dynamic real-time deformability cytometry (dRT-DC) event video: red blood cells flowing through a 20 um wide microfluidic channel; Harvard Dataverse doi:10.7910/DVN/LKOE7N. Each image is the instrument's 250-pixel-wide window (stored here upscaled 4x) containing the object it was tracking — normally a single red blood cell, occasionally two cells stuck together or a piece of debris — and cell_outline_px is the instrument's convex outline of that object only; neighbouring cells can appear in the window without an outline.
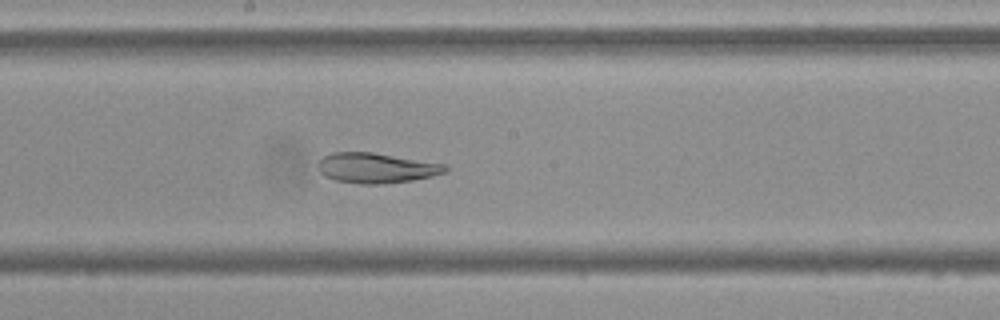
{"species": "Egyptian fruit bat (a non-hibernating species)", "species_latin": "Rousettus aegyptiacus", "temperature_condition": "cold", "stored_images_in_passage": 54, "camera_frame_rate_fps": 3000, "um_per_image_px": 0.085, "frame": {"image": 1, "passage_image": 29, "time_ms": 9.333, "image_size_px": [1000, 320], "cell_outline_px": [[448, 172], [432, 176], [412, 180], [380, 184], [360, 184], [336, 180], [324, 176], [320, 172], [320, 160], [324, 156], [332, 152], [372, 152], [448, 164]], "centroid_in_image_um": [32.04, 14.27], "position_along_channel_um": 216.2, "area_um2": 22.37}}
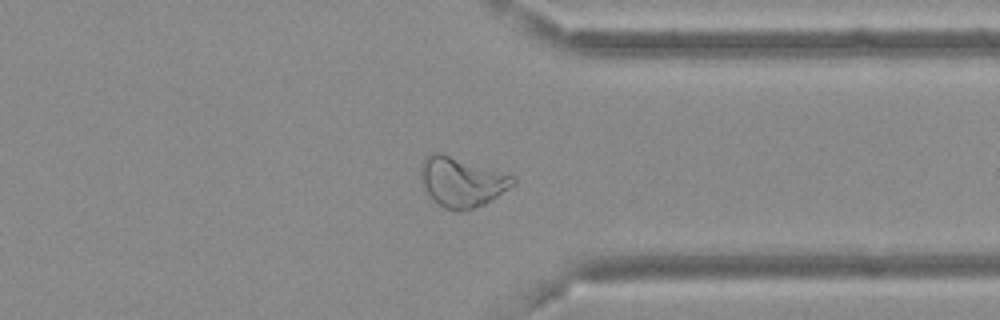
{"frame": {"image": 2, "passage_image": 42, "time_ms": 13.667, "image_size_px": [1000, 320], "cell_outline_px": [[516, 184], [492, 200], [484, 204], [460, 212], [444, 208], [428, 192], [420, 176], [420, 164], [424, 156], [432, 152], [440, 152], [516, 176]], "centroid_in_image_um": [39.28, 15.44], "position_along_channel_um": 372.1, "area_um2": 26.7}}
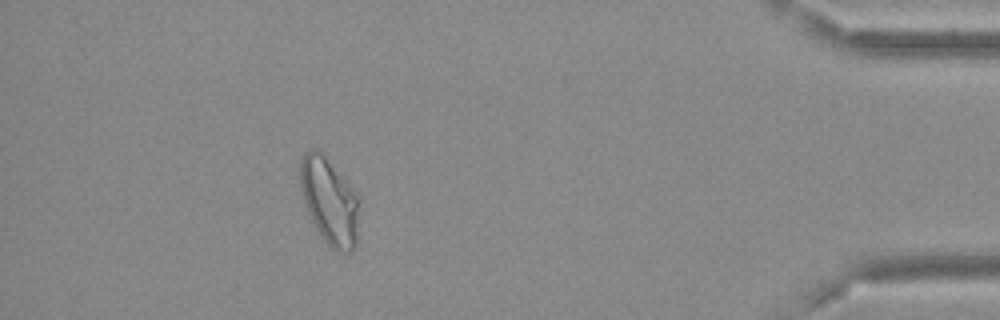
{"frame": {"image": 3, "passage_image": 49, "time_ms": 16.0, "image_size_px": [1000, 320], "cell_outline_px": [[360, 204], [356, 248], [352, 252], [336, 252], [320, 236], [308, 212], [300, 188], [300, 160], [304, 152], [308, 148], [316, 148], [324, 156], [356, 192]], "centroid_in_image_um": [28.02, 17.13], "position_along_channel_um": 407.2, "area_um2": 29.94}, "authors_computed_cell_mechanics": {"area_um2": 28.4954, "velocity_mm_per_s": 3.6595, "shape_relaxation_time_tau1_ms": null, "shape_relaxation_time_tau2_ms": 7.1175, "deformation_change_tau1": null, "deformation_change_tau2": 0.0927}}